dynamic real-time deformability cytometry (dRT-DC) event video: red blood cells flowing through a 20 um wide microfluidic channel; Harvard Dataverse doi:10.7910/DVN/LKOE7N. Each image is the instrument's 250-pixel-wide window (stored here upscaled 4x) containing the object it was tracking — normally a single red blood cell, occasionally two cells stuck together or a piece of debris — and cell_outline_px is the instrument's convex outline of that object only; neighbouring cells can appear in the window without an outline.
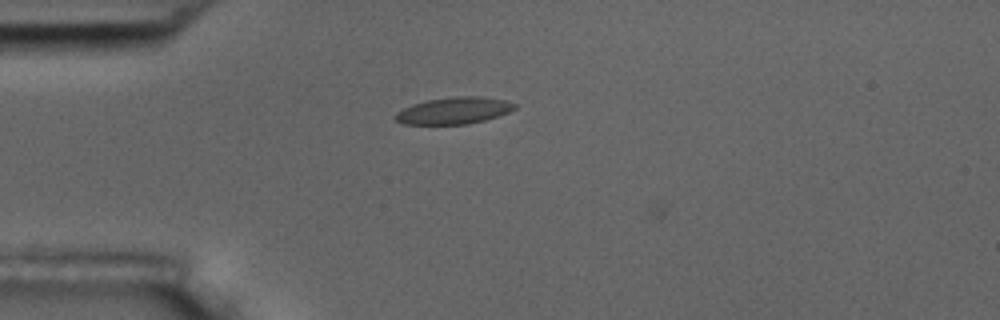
{"species": "common noctule bat (a hibernating species)", "species_latin": "Nyctalus noctula", "temperature_condition": "room temperature", "stored_images_in_passage": 2, "camera_frame_rate_fps": 3000, "um_per_image_px": 0.085, "animal": {"sex": "male", "body_mass_g": 17.5, "forearm_length_mm": 52.3}, "frame": {"image": 1, "passage_image": 1, "time_ms": 0.0, "image_size_px": [1000, 320], "cell_outline_px": [[516, 108], [508, 112], [484, 120], [468, 124], [404, 124], [396, 120], [392, 116], [396, 112], [412, 104], [428, 100], [456, 96], [480, 96], [504, 100], [516, 104]], "centroid_in_image_um": [38.55, 9.4], "position_along_channel_um": 46.4, "area_um2": 18.5}}